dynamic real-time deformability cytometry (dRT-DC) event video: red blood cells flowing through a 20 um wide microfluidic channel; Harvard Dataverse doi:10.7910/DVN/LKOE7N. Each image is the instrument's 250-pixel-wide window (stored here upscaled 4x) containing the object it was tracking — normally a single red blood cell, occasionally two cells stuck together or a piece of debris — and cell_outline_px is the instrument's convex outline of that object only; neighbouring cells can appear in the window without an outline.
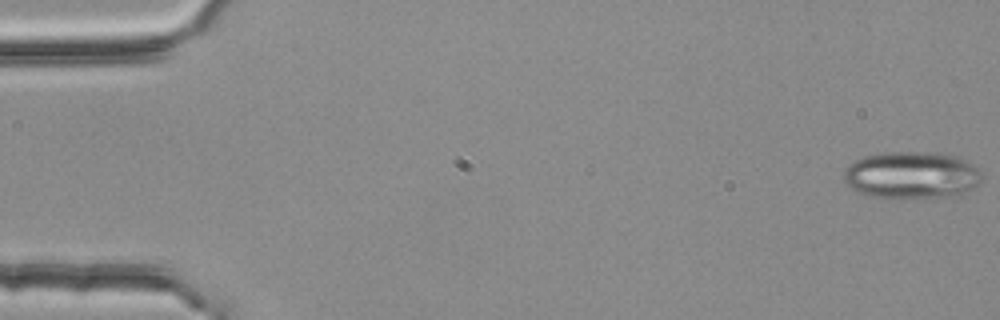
{"species": "common noctule bat (a hibernating species)", "species_latin": "Nyctalus noctula", "temperature_condition": "room temperature", "stored_images_in_passage": 4, "camera_frame_rate_fps": 3000, "um_per_image_px": 0.085, "animal": {"sex": "female", "body_mass_g": 25.1}, "frame": {"image": 1, "passage_image": 1, "time_ms": 0.0, "image_size_px": [1000, 320], "cell_outline_px": [[980, 180], [964, 196], [904, 200], [872, 196], [856, 192], [844, 180], [844, 172], [848, 164], [864, 156], [884, 152], [916, 152], [956, 156], [980, 168]], "centroid_in_image_um": [77.49, 14.93], "position_along_channel_um": 7.5, "area_um2": 38.55}}